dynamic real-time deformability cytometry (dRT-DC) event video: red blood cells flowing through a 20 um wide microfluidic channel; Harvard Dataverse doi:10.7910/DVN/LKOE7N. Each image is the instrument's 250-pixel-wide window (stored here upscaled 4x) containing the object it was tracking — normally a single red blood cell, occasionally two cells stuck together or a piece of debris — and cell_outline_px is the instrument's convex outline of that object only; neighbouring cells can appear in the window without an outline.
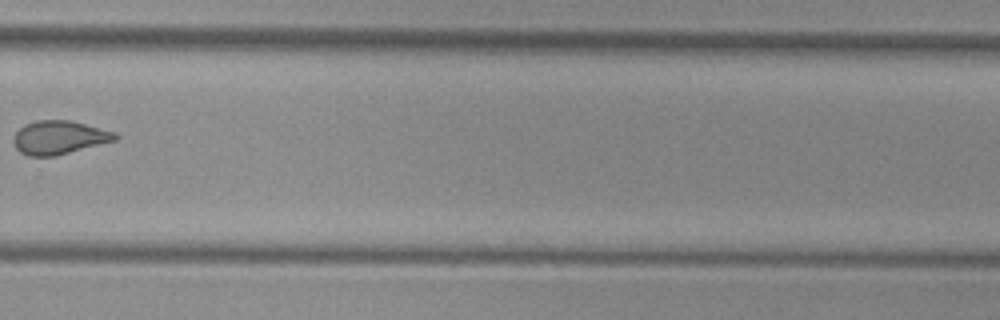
{"species": "common noctule bat (a hibernating species)", "species_latin": "Nyctalus noctula", "temperature_condition": "cold", "stored_images_in_passage": 11, "camera_frame_rate_fps": 3000, "um_per_image_px": 0.085, "animal": {"sex": "female", "body_mass_g": 29.2, "forearm_length_mm": 56.3}, "frame": {"image": 1, "passage_image": 7, "time_ms": 8.0, "image_size_px": [1000, 320], "cell_outline_px": [[120, 136], [116, 140], [56, 156], [28, 156], [20, 152], [16, 148], [12, 140], [16, 132], [24, 124], [36, 120], [72, 120], [116, 132]], "centroid_in_image_um": [5.03, 11.68], "position_along_channel_um": 324.8, "area_um2": 20.06}}
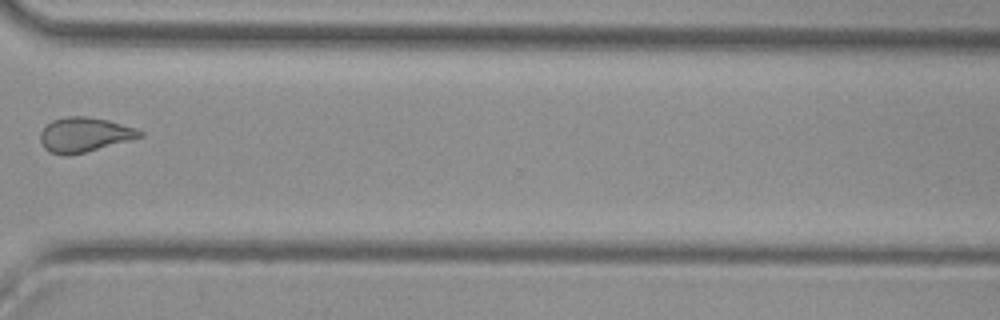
{"frame": {"image": 2, "passage_image": 8, "time_ms": 9.0, "image_size_px": [1000, 320], "cell_outline_px": [[144, 136], [84, 152], [64, 156], [60, 156], [48, 152], [44, 148], [40, 140], [40, 132], [52, 120], [68, 116], [88, 116], [108, 120], [136, 128], [144, 132]], "centroid_in_image_um": [7.15, 11.45], "position_along_channel_um": 363.4, "area_um2": 20.06}, "authors_computed_cell_mechanics": {"area_um2": 21.386, "velocity_mm_per_s": 3.8239, "shape_relaxation_time_tau1_ms": null, "shape_relaxation_time_tau2_ms": 1.4107, "deformation_change_tau1": null, "deformation_change_tau2": 0.0822}}